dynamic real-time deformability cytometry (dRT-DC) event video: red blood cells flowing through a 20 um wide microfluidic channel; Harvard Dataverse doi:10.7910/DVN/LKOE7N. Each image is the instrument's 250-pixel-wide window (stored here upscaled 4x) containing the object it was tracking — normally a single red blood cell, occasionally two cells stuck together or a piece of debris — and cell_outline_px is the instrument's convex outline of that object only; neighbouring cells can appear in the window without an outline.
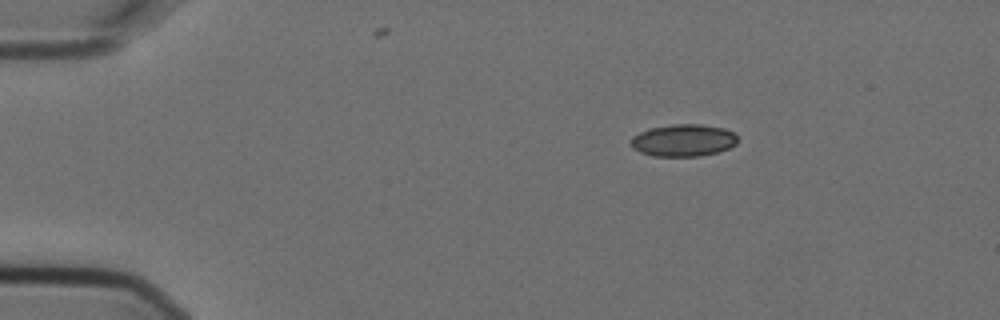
{"species": "Egyptian fruit bat (a non-hibernating species)", "species_latin": "Rousettus aegyptiacus", "temperature_condition": "cold", "stored_images_in_passage": 4, "camera_frame_rate_fps": 3000, "um_per_image_px": 0.085, "animal": {"sex": "female"}, "frame": {"image": 1, "passage_image": 1, "time_ms": 0.0, "image_size_px": [1000, 320], "cell_outline_px": [[736, 144], [728, 148], [716, 152], [700, 156], [652, 156], [640, 152], [632, 148], [632, 136], [648, 128], [672, 124], [700, 124], [724, 128], [736, 132]], "centroid_in_image_um": [58.08, 11.92], "position_along_channel_um": 26.9, "area_um2": 20.06}}
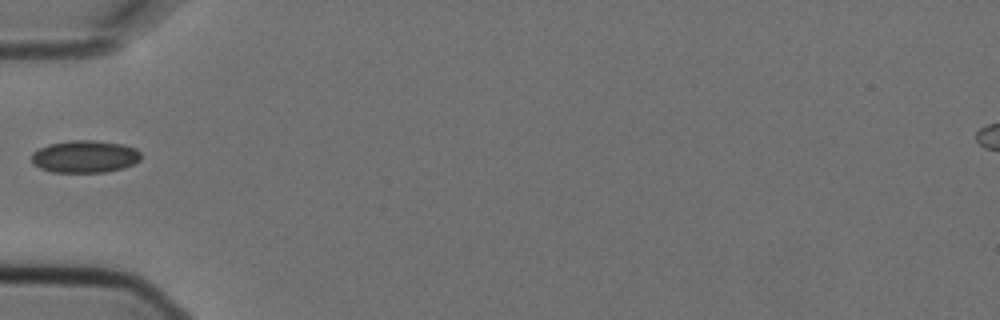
{"frame": {"image": 2, "passage_image": 3, "time_ms": 0.667, "image_size_px": [1000, 320], "cell_outline_px": [[140, 160], [124, 168], [104, 172], [52, 172], [40, 168], [32, 164], [32, 152], [48, 144], [72, 140], [96, 140], [124, 144], [136, 148], [140, 152]], "centroid_in_image_um": [7.21, 13.3], "position_along_channel_um": 77.8, "area_um2": 20.75}}
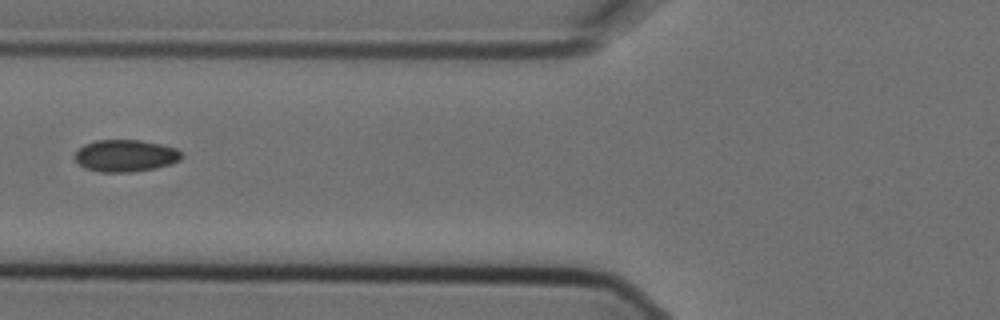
{"frame": {"image": 3, "passage_image": 4, "time_ms": 1.0, "image_size_px": [1000, 320], "cell_outline_px": [[184, 156], [180, 160], [172, 164], [156, 168], [132, 172], [100, 172], [84, 168], [72, 156], [84, 144], [96, 140], [140, 140], [160, 144], [176, 148]], "centroid_in_image_um": [10.67, 13.24], "position_along_channel_um": 115.1, "area_um2": 20.06}}